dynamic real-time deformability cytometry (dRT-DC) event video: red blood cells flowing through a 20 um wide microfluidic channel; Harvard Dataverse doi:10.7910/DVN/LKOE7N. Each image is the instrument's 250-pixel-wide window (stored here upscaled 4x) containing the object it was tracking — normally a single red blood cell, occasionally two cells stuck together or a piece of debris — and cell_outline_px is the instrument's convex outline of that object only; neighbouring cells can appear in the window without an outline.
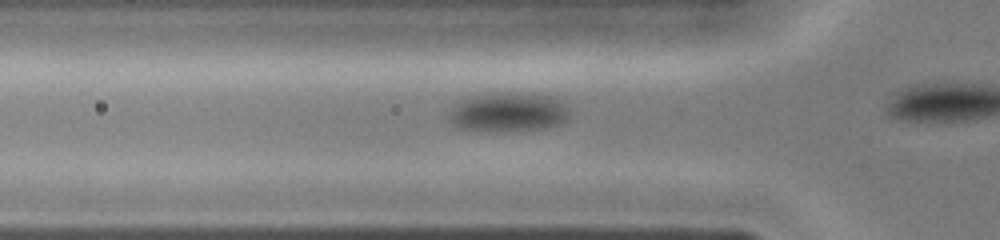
{"species": "common noctule bat (a hibernating species)", "species_latin": "Nyctalus noctula", "temperature_condition": "cold", "stored_images_in_passage": 8, "camera_frame_rate_fps": 3000, "um_per_image_px": 0.085, "animal": {"sex": "female", "body_mass_g": 19.0, "forearm_length_mm": 51.5}, "frame": {"image": 1, "passage_image": 6, "time_ms": 1.667, "image_size_px": [1000, 240], "cell_outline_px": [[568, 116], [560, 124], [544, 128], [504, 132], [476, 132], [460, 128], [452, 124], [448, 120], [448, 116], [464, 100], [472, 96], [492, 92], [508, 92], [552, 96], [564, 104], [568, 108]], "centroid_in_image_um": [43.2, 9.56], "position_along_channel_um": 82.6, "area_um2": 27.63}}